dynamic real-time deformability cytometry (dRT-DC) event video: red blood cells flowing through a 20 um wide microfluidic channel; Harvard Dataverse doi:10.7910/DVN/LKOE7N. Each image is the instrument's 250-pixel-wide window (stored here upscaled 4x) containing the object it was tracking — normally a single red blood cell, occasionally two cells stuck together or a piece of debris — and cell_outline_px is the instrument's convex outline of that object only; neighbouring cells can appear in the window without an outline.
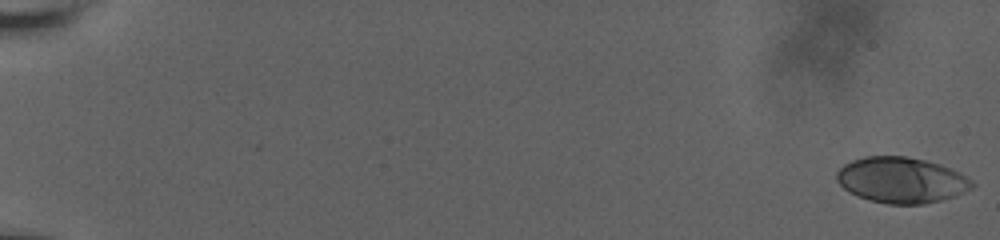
{"species": "human", "species_latin": "Homo sapiens", "temperature_condition": "room temperature", "stored_images_in_passage": 19, "camera_frame_rate_fps": 3000, "um_per_image_px": 0.085, "donor": {"sex": "male"}, "frame": {"image": 1, "passage_image": 1, "time_ms": 0.0, "image_size_px": [1000, 240], "cell_outline_px": [[976, 184], [972, 188], [964, 192], [940, 200], [924, 204], [888, 204], [872, 200], [860, 196], [844, 188], [836, 180], [836, 172], [844, 164], [852, 160], [864, 156], [908, 156], [940, 164], [960, 172], [972, 180]], "centroid_in_image_um": [76.63, 15.29], "position_along_channel_um": 8.4, "area_um2": 35.95}}
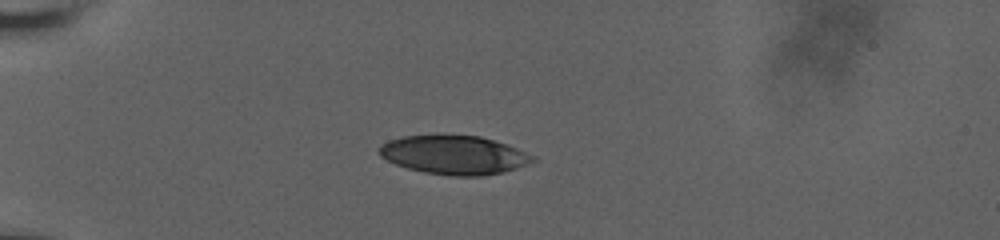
{"frame": {"image": 2, "passage_image": 14, "time_ms": 6.0, "image_size_px": [1000, 240], "cell_outline_px": [[536, 160], [516, 168], [504, 172], [484, 176], [452, 176], [424, 172], [408, 168], [396, 164], [380, 156], [376, 152], [380, 144], [388, 140], [404, 136], [480, 136], [516, 148], [536, 156]], "centroid_in_image_um": [38.58, 13.18], "position_along_channel_um": 46.4, "area_um2": 34.45}}
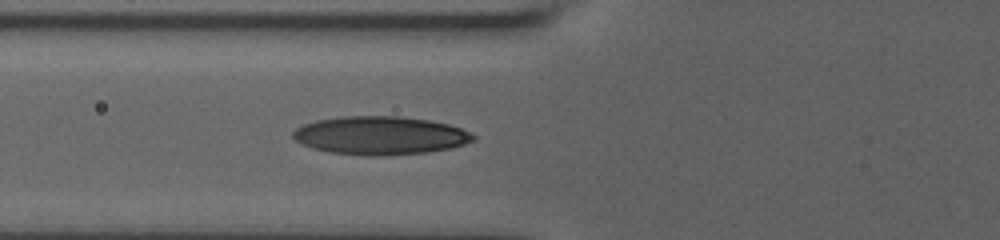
{"frame": {"image": 3, "passage_image": 19, "time_ms": 8.333, "image_size_px": [1000, 240], "cell_outline_px": [[476, 140], [452, 148], [428, 152], [372, 156], [328, 152], [312, 148], [300, 144], [292, 136], [292, 132], [296, 128], [304, 124], [316, 120], [344, 116], [400, 116], [428, 120], [448, 124], [472, 132], [476, 136]], "centroid_in_image_um": [32.32, 11.51], "position_along_channel_um": 93.5, "area_um2": 40.34}}